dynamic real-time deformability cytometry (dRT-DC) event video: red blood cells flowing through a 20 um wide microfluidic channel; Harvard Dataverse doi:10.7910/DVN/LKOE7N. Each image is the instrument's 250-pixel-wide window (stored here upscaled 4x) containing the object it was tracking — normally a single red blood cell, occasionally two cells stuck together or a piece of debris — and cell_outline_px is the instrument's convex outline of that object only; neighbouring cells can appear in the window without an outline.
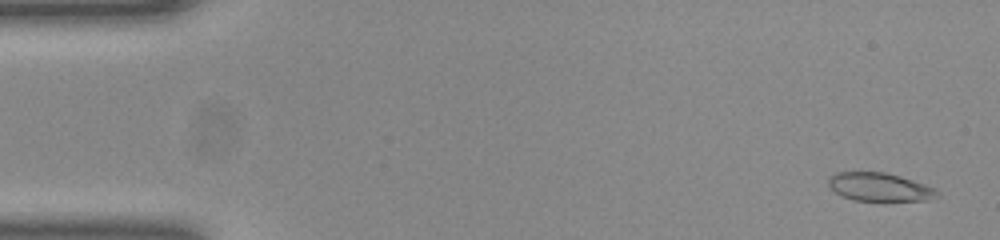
{"species": "common noctule bat (a hibernating species)", "species_latin": "Nyctalus noctula", "temperature_condition": "room temperature", "stored_images_in_passage": 51, "camera_frame_rate_fps": 3000, "um_per_image_px": 0.085, "animal": {"sex": "female", "body_mass_g": 23.0, "forearm_length_mm": 53.4}, "frame": {"image": 1, "passage_image": 2, "time_ms": 0.333, "image_size_px": [1000, 240], "cell_outline_px": [[940, 196], [928, 200], [852, 200], [836, 192], [828, 184], [828, 180], [836, 172], [884, 172], [900, 176], [936, 188], [940, 192]], "centroid_in_image_um": [74.81, 15.89], "position_along_channel_um": 10.2, "area_um2": 17.74}}
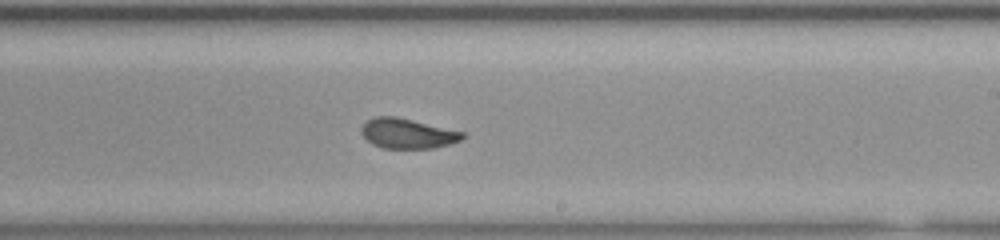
{"frame": {"image": 2, "passage_image": 30, "time_ms": 9.667, "image_size_px": [1000, 240], "cell_outline_px": [[464, 136], [460, 140], [448, 144], [432, 148], [380, 148], [372, 144], [360, 132], [360, 128], [368, 120], [376, 116], [396, 116], [464, 132]], "centroid_in_image_um": [34.6, 11.34], "position_along_channel_um": 254.4, "area_um2": 17.51}}
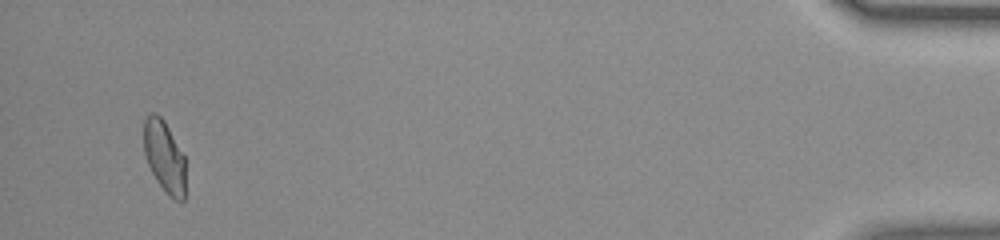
{"frame": {"image": 3, "passage_image": 49, "time_ms": 16.0, "image_size_px": [1000, 240], "cell_outline_px": [[184, 200], [176, 200], [168, 196], [156, 180], [148, 164], [144, 152], [144, 120], [152, 112], [156, 112], [164, 120], [184, 156]], "centroid_in_image_um": [13.96, 13.3], "position_along_channel_um": 421.2, "area_um2": 17.22}, "authors_computed_cell_mechanics": {"area_um2": 18.3804, "velocity_mm_per_s": 3.9563, "shape_relaxation_time_tau1_ms": 5.101, "shape_relaxation_time_tau2_ms": 0.8904, "deformation_change_tau1": 0.1653, "deformation_change_tau2": 0.0639}}